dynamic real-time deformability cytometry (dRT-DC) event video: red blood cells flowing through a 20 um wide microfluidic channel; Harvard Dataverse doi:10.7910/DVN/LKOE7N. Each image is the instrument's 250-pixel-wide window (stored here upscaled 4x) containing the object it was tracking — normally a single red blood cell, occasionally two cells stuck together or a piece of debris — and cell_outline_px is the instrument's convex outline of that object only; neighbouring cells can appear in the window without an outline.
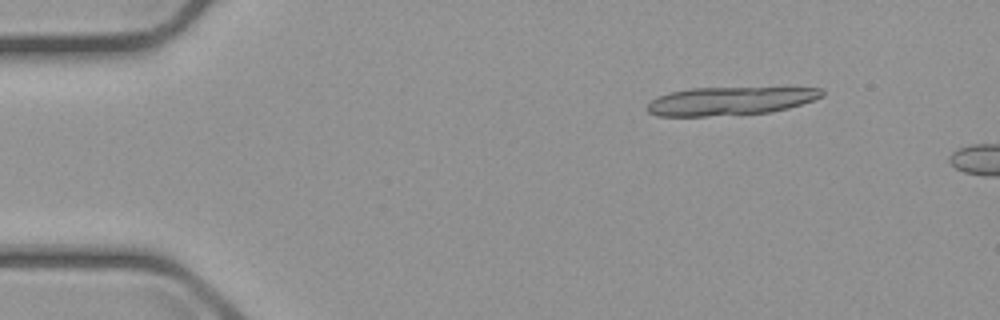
{"species": "common noctule bat (a hibernating species)", "species_latin": "Nyctalus noctula", "temperature_condition": "cold", "stored_images_in_passage": 2, "camera_frame_rate_fps": 3000, "um_per_image_px": 0.085, "animal": {"sex": "male", "body_mass_g": 23.1, "forearm_length_mm": 52.7}, "frame": {"image": 1, "passage_image": 1, "time_ms": 0.0, "image_size_px": [1000, 320], "cell_outline_px": [[824, 96], [788, 108], [772, 112], [708, 116], [656, 116], [648, 112], [644, 108], [652, 100], [660, 96], [672, 92], [692, 88], [820, 88], [824, 92]], "centroid_in_image_um": [62.02, 8.59], "position_along_channel_um": 23.0, "area_um2": 28.5}}